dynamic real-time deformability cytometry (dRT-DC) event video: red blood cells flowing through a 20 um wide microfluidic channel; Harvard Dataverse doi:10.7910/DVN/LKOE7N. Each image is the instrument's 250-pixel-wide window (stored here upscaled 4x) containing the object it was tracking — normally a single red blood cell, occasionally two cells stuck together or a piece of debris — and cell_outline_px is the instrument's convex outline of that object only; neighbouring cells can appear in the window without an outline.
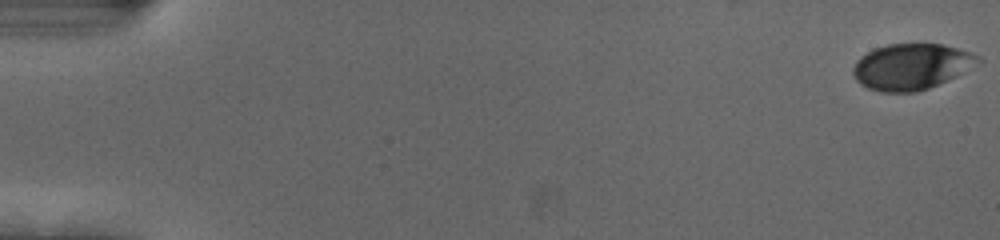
{"species": "human", "species_latin": "Homo sapiens", "temperature_condition": "cold", "stored_images_in_passage": 56, "camera_frame_rate_fps": 3000, "um_per_image_px": 0.085, "donor": {"sex": "female"}, "frame": {"image": 1, "passage_image": 1, "time_ms": 0.0, "image_size_px": [1000, 240], "cell_outline_px": [[984, 60], [980, 64], [956, 76], [928, 88], [916, 92], [880, 92], [868, 88], [860, 84], [856, 80], [852, 72], [852, 68], [856, 60], [860, 56], [876, 48], [888, 44], [940, 44], [972, 52], [980, 56]], "centroid_in_image_um": [77.48, 5.66], "position_along_channel_um": 7.5, "area_um2": 33.64}}
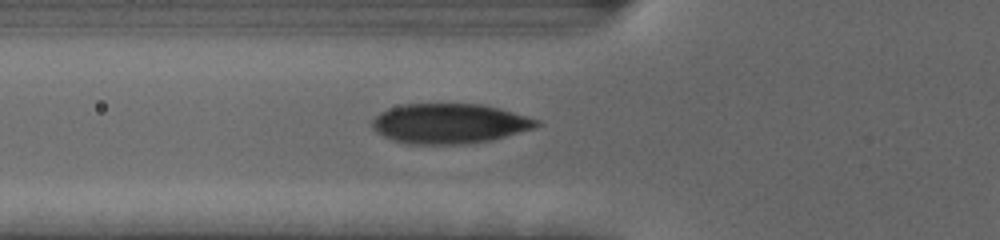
{"frame": {"image": 2, "passage_image": 21, "time_ms": 6.667, "image_size_px": [1000, 240], "cell_outline_px": [[540, 124], [532, 128], [504, 136], [488, 140], [468, 144], [408, 144], [384, 136], [376, 132], [372, 128], [372, 120], [380, 112], [388, 108], [404, 104], [480, 104], [512, 112], [540, 120]], "centroid_in_image_um": [38.15, 10.5], "position_along_channel_um": 87.7, "area_um2": 37.8}}
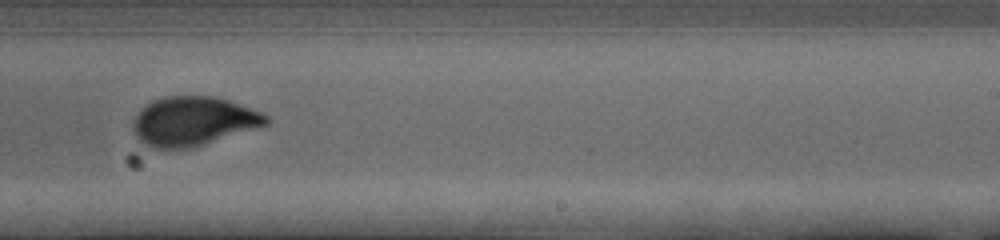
{"frame": {"image": 3, "passage_image": 36, "time_ms": 11.667, "image_size_px": [1000, 240], "cell_outline_px": [[272, 120], [268, 124], [188, 148], [148, 148], [140, 144], [132, 128], [132, 120], [140, 108], [152, 100], [164, 96], [212, 96], [228, 100], [260, 112], [268, 116]], "centroid_in_image_um": [16.34, 10.29], "position_along_channel_um": 272.7, "area_um2": 37.97}, "authors_computed_cell_mechanics": {"area_um2": 36.8475, "velocity_mm_per_s": 3.7074, "shape_relaxation_time_tau1_ms": 2.423, "shape_relaxation_time_tau2_ms": null, "deformation_change_tau1": 0.1515, "deformation_change_tau2": null}}